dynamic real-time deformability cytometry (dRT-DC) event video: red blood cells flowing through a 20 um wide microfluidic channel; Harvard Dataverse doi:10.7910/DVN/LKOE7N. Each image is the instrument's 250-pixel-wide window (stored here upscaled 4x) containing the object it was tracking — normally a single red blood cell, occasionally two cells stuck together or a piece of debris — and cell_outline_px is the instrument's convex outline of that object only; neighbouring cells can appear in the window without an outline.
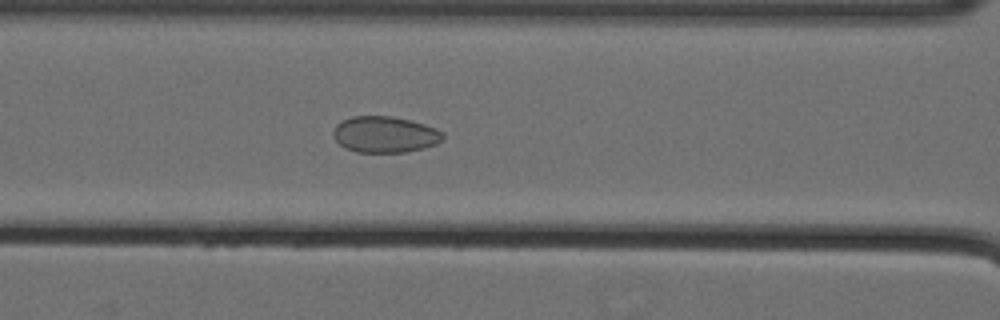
{"species": "Egyptian fruit bat (a non-hibernating species)", "species_latin": "Rousettus aegyptiacus", "temperature_condition": "cold", "stored_images_in_passage": 59, "camera_frame_rate_fps": 3000, "um_per_image_px": 0.085, "animal": {"sex": "female"}, "frame": {"image": 1, "passage_image": 28, "time_ms": 9.0, "image_size_px": [1000, 320], "cell_outline_px": [[444, 140], [436, 144], [424, 148], [404, 152], [356, 152], [344, 148], [332, 136], [332, 132], [336, 124], [352, 116], [392, 116], [412, 120], [436, 128], [444, 132]], "centroid_in_image_um": [32.73, 11.43], "position_along_channel_um": 133.9, "area_um2": 23.41}}
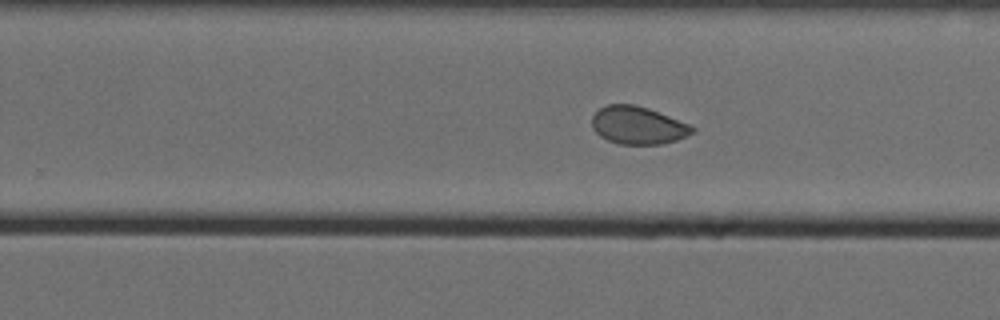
{"frame": {"image": 2, "passage_image": 40, "time_ms": 13.0, "image_size_px": [1000, 320], "cell_outline_px": [[696, 132], [688, 136], [676, 140], [660, 144], [620, 144], [608, 140], [600, 136], [592, 128], [592, 116], [600, 108], [608, 104], [636, 104], [648, 108], [692, 124], [696, 128]], "centroid_in_image_um": [54.27, 10.65], "position_along_channel_um": 275.5, "area_um2": 22.31}}
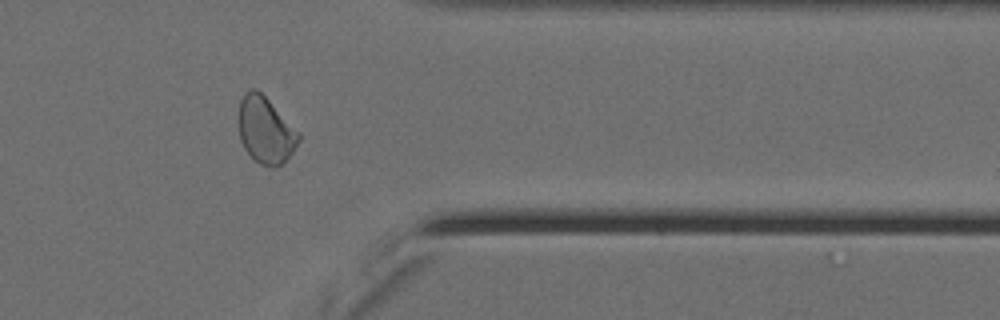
{"frame": {"image": 3, "passage_image": 50, "time_ms": 16.333, "image_size_px": [1000, 320], "cell_outline_px": [[300, 140], [292, 152], [276, 168], [272, 168], [260, 164], [244, 148], [240, 140], [240, 100], [252, 88], [256, 88], [300, 132]], "centroid_in_image_um": [22.6, 11.09], "position_along_channel_um": 388.8, "area_um2": 22.72}, "authors_computed_cell_mechanics": {"area_um2": 24.0448, "velocity_mm_per_s": 3.5532, "shape_relaxation_time_tau1_ms": null, "shape_relaxation_time_tau2_ms": 1.2611, "deformation_change_tau1": null, "deformation_change_tau2": 0.0459}}